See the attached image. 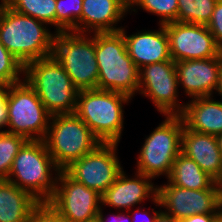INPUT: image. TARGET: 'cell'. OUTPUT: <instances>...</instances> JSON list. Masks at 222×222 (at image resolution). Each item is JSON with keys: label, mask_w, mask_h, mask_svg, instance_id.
Here are the masks:
<instances>
[{"label": "cell", "mask_w": 222, "mask_h": 222, "mask_svg": "<svg viewBox=\"0 0 222 222\" xmlns=\"http://www.w3.org/2000/svg\"><path fill=\"white\" fill-rule=\"evenodd\" d=\"M0 1V42L3 46L23 66L51 56L56 32L52 34L45 22L18 13Z\"/></svg>", "instance_id": "obj_1"}, {"label": "cell", "mask_w": 222, "mask_h": 222, "mask_svg": "<svg viewBox=\"0 0 222 222\" xmlns=\"http://www.w3.org/2000/svg\"><path fill=\"white\" fill-rule=\"evenodd\" d=\"M95 54L99 68L97 89L133 98L138 93L139 68L128 55L123 33H95Z\"/></svg>", "instance_id": "obj_2"}, {"label": "cell", "mask_w": 222, "mask_h": 222, "mask_svg": "<svg viewBox=\"0 0 222 222\" xmlns=\"http://www.w3.org/2000/svg\"><path fill=\"white\" fill-rule=\"evenodd\" d=\"M132 98L109 90H80L75 114L101 143H119L124 129V107Z\"/></svg>", "instance_id": "obj_3"}, {"label": "cell", "mask_w": 222, "mask_h": 222, "mask_svg": "<svg viewBox=\"0 0 222 222\" xmlns=\"http://www.w3.org/2000/svg\"><path fill=\"white\" fill-rule=\"evenodd\" d=\"M24 74L51 115L75 112L79 90L53 55L28 63Z\"/></svg>", "instance_id": "obj_4"}, {"label": "cell", "mask_w": 222, "mask_h": 222, "mask_svg": "<svg viewBox=\"0 0 222 222\" xmlns=\"http://www.w3.org/2000/svg\"><path fill=\"white\" fill-rule=\"evenodd\" d=\"M58 172L44 140H28L14 158L7 180L43 203L55 192Z\"/></svg>", "instance_id": "obj_5"}, {"label": "cell", "mask_w": 222, "mask_h": 222, "mask_svg": "<svg viewBox=\"0 0 222 222\" xmlns=\"http://www.w3.org/2000/svg\"><path fill=\"white\" fill-rule=\"evenodd\" d=\"M43 140L59 171L65 170L101 144L75 113L52 115Z\"/></svg>", "instance_id": "obj_6"}, {"label": "cell", "mask_w": 222, "mask_h": 222, "mask_svg": "<svg viewBox=\"0 0 222 222\" xmlns=\"http://www.w3.org/2000/svg\"><path fill=\"white\" fill-rule=\"evenodd\" d=\"M91 37L75 32H57L54 38L52 55L79 91L97 89L99 68L95 33Z\"/></svg>", "instance_id": "obj_7"}, {"label": "cell", "mask_w": 222, "mask_h": 222, "mask_svg": "<svg viewBox=\"0 0 222 222\" xmlns=\"http://www.w3.org/2000/svg\"><path fill=\"white\" fill-rule=\"evenodd\" d=\"M166 119L146 137L137 160L138 173L156 178L169 177L175 158L181 153L184 121L181 115H166Z\"/></svg>", "instance_id": "obj_8"}, {"label": "cell", "mask_w": 222, "mask_h": 222, "mask_svg": "<svg viewBox=\"0 0 222 222\" xmlns=\"http://www.w3.org/2000/svg\"><path fill=\"white\" fill-rule=\"evenodd\" d=\"M6 103L10 128L5 131L27 140L45 138L52 115L25 80L10 85Z\"/></svg>", "instance_id": "obj_9"}, {"label": "cell", "mask_w": 222, "mask_h": 222, "mask_svg": "<svg viewBox=\"0 0 222 222\" xmlns=\"http://www.w3.org/2000/svg\"><path fill=\"white\" fill-rule=\"evenodd\" d=\"M178 78L175 62L171 59L152 63L139 69L138 92L151 99L163 116L181 115L186 104L178 98Z\"/></svg>", "instance_id": "obj_10"}, {"label": "cell", "mask_w": 222, "mask_h": 222, "mask_svg": "<svg viewBox=\"0 0 222 222\" xmlns=\"http://www.w3.org/2000/svg\"><path fill=\"white\" fill-rule=\"evenodd\" d=\"M154 205L165 208L164 214L182 220L196 214L217 213L222 206L216 182L209 189L194 190L180 188L169 182L157 186Z\"/></svg>", "instance_id": "obj_11"}, {"label": "cell", "mask_w": 222, "mask_h": 222, "mask_svg": "<svg viewBox=\"0 0 222 222\" xmlns=\"http://www.w3.org/2000/svg\"><path fill=\"white\" fill-rule=\"evenodd\" d=\"M118 143H101L65 171L76 181L102 195L123 171L116 155Z\"/></svg>", "instance_id": "obj_12"}, {"label": "cell", "mask_w": 222, "mask_h": 222, "mask_svg": "<svg viewBox=\"0 0 222 222\" xmlns=\"http://www.w3.org/2000/svg\"><path fill=\"white\" fill-rule=\"evenodd\" d=\"M47 203L69 222H84L97 216L102 199L97 191L60 170L55 192Z\"/></svg>", "instance_id": "obj_13"}, {"label": "cell", "mask_w": 222, "mask_h": 222, "mask_svg": "<svg viewBox=\"0 0 222 222\" xmlns=\"http://www.w3.org/2000/svg\"><path fill=\"white\" fill-rule=\"evenodd\" d=\"M165 29L174 62L214 58L222 53L206 25L170 22Z\"/></svg>", "instance_id": "obj_14"}, {"label": "cell", "mask_w": 222, "mask_h": 222, "mask_svg": "<svg viewBox=\"0 0 222 222\" xmlns=\"http://www.w3.org/2000/svg\"><path fill=\"white\" fill-rule=\"evenodd\" d=\"M178 86L191 98L212 96L217 90L222 53L214 58L175 62Z\"/></svg>", "instance_id": "obj_15"}, {"label": "cell", "mask_w": 222, "mask_h": 222, "mask_svg": "<svg viewBox=\"0 0 222 222\" xmlns=\"http://www.w3.org/2000/svg\"><path fill=\"white\" fill-rule=\"evenodd\" d=\"M153 178L136 172L134 178L126 176L122 171L116 181L101 195L103 206L116 209H126L142 203L145 199L157 198V186L152 183Z\"/></svg>", "instance_id": "obj_16"}, {"label": "cell", "mask_w": 222, "mask_h": 222, "mask_svg": "<svg viewBox=\"0 0 222 222\" xmlns=\"http://www.w3.org/2000/svg\"><path fill=\"white\" fill-rule=\"evenodd\" d=\"M120 31L124 35L128 55L139 69L152 63L171 60L165 25H160L158 30H143L128 36L124 27Z\"/></svg>", "instance_id": "obj_17"}, {"label": "cell", "mask_w": 222, "mask_h": 222, "mask_svg": "<svg viewBox=\"0 0 222 222\" xmlns=\"http://www.w3.org/2000/svg\"><path fill=\"white\" fill-rule=\"evenodd\" d=\"M128 11L129 0H83L81 34L118 32L123 27L115 26Z\"/></svg>", "instance_id": "obj_18"}, {"label": "cell", "mask_w": 222, "mask_h": 222, "mask_svg": "<svg viewBox=\"0 0 222 222\" xmlns=\"http://www.w3.org/2000/svg\"><path fill=\"white\" fill-rule=\"evenodd\" d=\"M181 153L193 159L215 181L221 176L222 154L216 136L189 130L184 125Z\"/></svg>", "instance_id": "obj_19"}, {"label": "cell", "mask_w": 222, "mask_h": 222, "mask_svg": "<svg viewBox=\"0 0 222 222\" xmlns=\"http://www.w3.org/2000/svg\"><path fill=\"white\" fill-rule=\"evenodd\" d=\"M212 97H196L185 103L181 116L189 130L214 136L222 134V100L215 101Z\"/></svg>", "instance_id": "obj_20"}, {"label": "cell", "mask_w": 222, "mask_h": 222, "mask_svg": "<svg viewBox=\"0 0 222 222\" xmlns=\"http://www.w3.org/2000/svg\"><path fill=\"white\" fill-rule=\"evenodd\" d=\"M41 202L7 179L0 180V222H30Z\"/></svg>", "instance_id": "obj_21"}, {"label": "cell", "mask_w": 222, "mask_h": 222, "mask_svg": "<svg viewBox=\"0 0 222 222\" xmlns=\"http://www.w3.org/2000/svg\"><path fill=\"white\" fill-rule=\"evenodd\" d=\"M167 182L180 188L209 189L216 181L193 160L180 153L172 165Z\"/></svg>", "instance_id": "obj_22"}, {"label": "cell", "mask_w": 222, "mask_h": 222, "mask_svg": "<svg viewBox=\"0 0 222 222\" xmlns=\"http://www.w3.org/2000/svg\"><path fill=\"white\" fill-rule=\"evenodd\" d=\"M218 0H177L176 22L207 25Z\"/></svg>", "instance_id": "obj_23"}, {"label": "cell", "mask_w": 222, "mask_h": 222, "mask_svg": "<svg viewBox=\"0 0 222 222\" xmlns=\"http://www.w3.org/2000/svg\"><path fill=\"white\" fill-rule=\"evenodd\" d=\"M83 0H56L55 29L57 32L81 34Z\"/></svg>", "instance_id": "obj_24"}, {"label": "cell", "mask_w": 222, "mask_h": 222, "mask_svg": "<svg viewBox=\"0 0 222 222\" xmlns=\"http://www.w3.org/2000/svg\"><path fill=\"white\" fill-rule=\"evenodd\" d=\"M14 11L55 26L56 0H3Z\"/></svg>", "instance_id": "obj_25"}, {"label": "cell", "mask_w": 222, "mask_h": 222, "mask_svg": "<svg viewBox=\"0 0 222 222\" xmlns=\"http://www.w3.org/2000/svg\"><path fill=\"white\" fill-rule=\"evenodd\" d=\"M27 141L20 135L0 132V180L8 178L14 158Z\"/></svg>", "instance_id": "obj_26"}, {"label": "cell", "mask_w": 222, "mask_h": 222, "mask_svg": "<svg viewBox=\"0 0 222 222\" xmlns=\"http://www.w3.org/2000/svg\"><path fill=\"white\" fill-rule=\"evenodd\" d=\"M135 5L148 13L160 16L159 25L176 22L178 12L177 0H129V10L132 9L131 11L136 12Z\"/></svg>", "instance_id": "obj_27"}, {"label": "cell", "mask_w": 222, "mask_h": 222, "mask_svg": "<svg viewBox=\"0 0 222 222\" xmlns=\"http://www.w3.org/2000/svg\"><path fill=\"white\" fill-rule=\"evenodd\" d=\"M24 66L0 42V83L11 85L24 80Z\"/></svg>", "instance_id": "obj_28"}, {"label": "cell", "mask_w": 222, "mask_h": 222, "mask_svg": "<svg viewBox=\"0 0 222 222\" xmlns=\"http://www.w3.org/2000/svg\"><path fill=\"white\" fill-rule=\"evenodd\" d=\"M30 222H69L47 202L40 203L34 210Z\"/></svg>", "instance_id": "obj_29"}, {"label": "cell", "mask_w": 222, "mask_h": 222, "mask_svg": "<svg viewBox=\"0 0 222 222\" xmlns=\"http://www.w3.org/2000/svg\"><path fill=\"white\" fill-rule=\"evenodd\" d=\"M206 26L214 36L216 44L222 50V0L217 1L212 17Z\"/></svg>", "instance_id": "obj_30"}, {"label": "cell", "mask_w": 222, "mask_h": 222, "mask_svg": "<svg viewBox=\"0 0 222 222\" xmlns=\"http://www.w3.org/2000/svg\"><path fill=\"white\" fill-rule=\"evenodd\" d=\"M10 85L0 83V132H3L1 128L6 127L8 124V115H7V96L9 93Z\"/></svg>", "instance_id": "obj_31"}, {"label": "cell", "mask_w": 222, "mask_h": 222, "mask_svg": "<svg viewBox=\"0 0 222 222\" xmlns=\"http://www.w3.org/2000/svg\"><path fill=\"white\" fill-rule=\"evenodd\" d=\"M217 213L196 214L186 217L181 222H216Z\"/></svg>", "instance_id": "obj_32"}, {"label": "cell", "mask_w": 222, "mask_h": 222, "mask_svg": "<svg viewBox=\"0 0 222 222\" xmlns=\"http://www.w3.org/2000/svg\"><path fill=\"white\" fill-rule=\"evenodd\" d=\"M102 208H103V206H101L96 218L99 220V222H109V220L104 218L103 213H102V211H103ZM129 213L130 212L128 211V215H125L124 213H121V212L117 215L115 214V215H113L114 218L112 217L114 220L112 219L111 222H132V221H130L132 219L129 218Z\"/></svg>", "instance_id": "obj_33"}, {"label": "cell", "mask_w": 222, "mask_h": 222, "mask_svg": "<svg viewBox=\"0 0 222 222\" xmlns=\"http://www.w3.org/2000/svg\"><path fill=\"white\" fill-rule=\"evenodd\" d=\"M140 210H142V211H144V209H140V208H137V210H134V216H130V217H132L131 219L133 220L132 222H136V218L138 217L137 215V213H139L140 214V212L142 213V211H140ZM153 211V216H152V214L151 215H148V212L147 211H145V212H143L141 215H146V216H149L148 218H147V220H145L144 222H155L156 221V219L158 218V216L162 213V210H160V211H154V210H152ZM135 213L137 214V215H135ZM140 215V216H141ZM138 219V218H137ZM143 222V221H142Z\"/></svg>", "instance_id": "obj_34"}, {"label": "cell", "mask_w": 222, "mask_h": 222, "mask_svg": "<svg viewBox=\"0 0 222 222\" xmlns=\"http://www.w3.org/2000/svg\"><path fill=\"white\" fill-rule=\"evenodd\" d=\"M155 222H181V220H178L176 218L170 217L163 212L158 216Z\"/></svg>", "instance_id": "obj_35"}, {"label": "cell", "mask_w": 222, "mask_h": 222, "mask_svg": "<svg viewBox=\"0 0 222 222\" xmlns=\"http://www.w3.org/2000/svg\"><path fill=\"white\" fill-rule=\"evenodd\" d=\"M218 94H220L221 98H222V68L220 71V76H219V83H218V87L217 90Z\"/></svg>", "instance_id": "obj_36"}, {"label": "cell", "mask_w": 222, "mask_h": 222, "mask_svg": "<svg viewBox=\"0 0 222 222\" xmlns=\"http://www.w3.org/2000/svg\"><path fill=\"white\" fill-rule=\"evenodd\" d=\"M216 185H217V187H218L220 196H221V198H222V174H221V176L218 178V180L216 181Z\"/></svg>", "instance_id": "obj_37"}, {"label": "cell", "mask_w": 222, "mask_h": 222, "mask_svg": "<svg viewBox=\"0 0 222 222\" xmlns=\"http://www.w3.org/2000/svg\"><path fill=\"white\" fill-rule=\"evenodd\" d=\"M216 138H217L219 150L222 154V134L217 135Z\"/></svg>", "instance_id": "obj_38"}, {"label": "cell", "mask_w": 222, "mask_h": 222, "mask_svg": "<svg viewBox=\"0 0 222 222\" xmlns=\"http://www.w3.org/2000/svg\"><path fill=\"white\" fill-rule=\"evenodd\" d=\"M216 222H222V206H221L220 209L217 211Z\"/></svg>", "instance_id": "obj_39"}, {"label": "cell", "mask_w": 222, "mask_h": 222, "mask_svg": "<svg viewBox=\"0 0 222 222\" xmlns=\"http://www.w3.org/2000/svg\"><path fill=\"white\" fill-rule=\"evenodd\" d=\"M84 222H99V220L95 217L93 219H90V220H87V221H84Z\"/></svg>", "instance_id": "obj_40"}]
</instances>
